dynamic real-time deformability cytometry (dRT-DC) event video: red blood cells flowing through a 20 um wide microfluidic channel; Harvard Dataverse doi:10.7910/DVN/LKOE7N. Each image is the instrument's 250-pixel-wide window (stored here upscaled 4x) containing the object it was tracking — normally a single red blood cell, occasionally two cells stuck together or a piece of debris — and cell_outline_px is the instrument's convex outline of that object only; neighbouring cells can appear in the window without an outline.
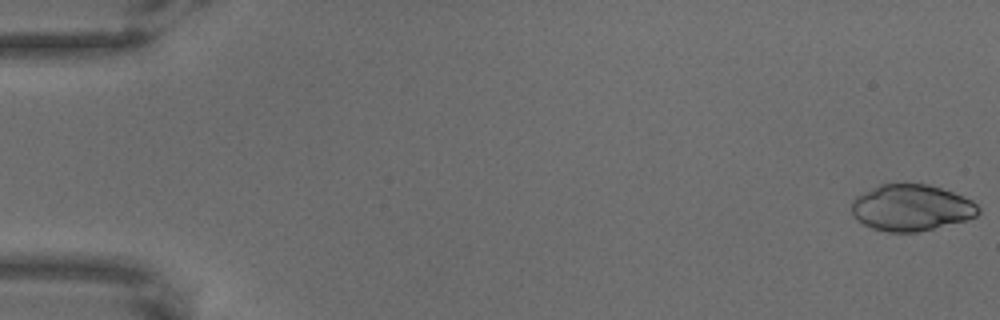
{"species": "common noctule bat (a hibernating species)", "species_latin": "Nyctalus noctula", "temperature_condition": "warm", "stored_images_in_passage": 60, "camera_frame_rate_fps": 3000, "um_per_image_px": 0.085, "animal": {"sex": "male", "body_mass_g": 18.8}, "frame": {"image": 1, "passage_image": 1, "time_ms": 0.0, "image_size_px": [1000, 320], "cell_outline_px": [[980, 212], [976, 216], [968, 220], [916, 232], [888, 232], [872, 228], [864, 224], [852, 216], [852, 200], [856, 196], [880, 184], [928, 184], [964, 196], [972, 200], [980, 208]], "centroid_in_image_um": [77.47, 17.66], "position_along_channel_um": 7.5, "area_um2": 34.22}}